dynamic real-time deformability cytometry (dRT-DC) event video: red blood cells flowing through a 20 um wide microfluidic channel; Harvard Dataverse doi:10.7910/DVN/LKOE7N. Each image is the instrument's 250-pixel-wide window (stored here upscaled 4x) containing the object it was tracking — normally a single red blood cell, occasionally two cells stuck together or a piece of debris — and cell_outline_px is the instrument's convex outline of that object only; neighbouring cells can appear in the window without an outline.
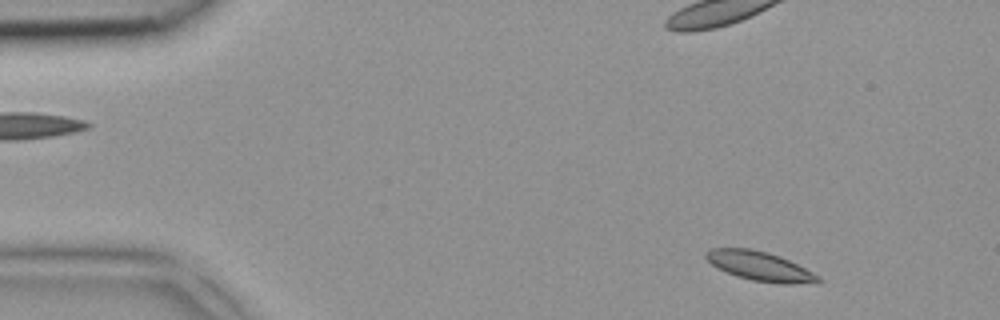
{"species": "common noctule bat (a hibernating species)", "species_latin": "Nyctalus noctula", "temperature_condition": "room temperature", "stored_images_in_passage": 2, "camera_frame_rate_fps": 3000, "um_per_image_px": 0.085, "animal": {"sex": "female", "body_mass_g": 18.4}, "frame": {"image": 1, "passage_image": 2, "time_ms": 0.333, "image_size_px": [1000, 320], "cell_outline_px": [[820, 280], [792, 284], [784, 284], [752, 280], [736, 276], [712, 264], [704, 256], [704, 252], [712, 248], [752, 248], [768, 252], [780, 256], [820, 276]], "centroid_in_image_um": [64.53, 22.6], "position_along_channel_um": 20.5, "area_um2": 18.73}}